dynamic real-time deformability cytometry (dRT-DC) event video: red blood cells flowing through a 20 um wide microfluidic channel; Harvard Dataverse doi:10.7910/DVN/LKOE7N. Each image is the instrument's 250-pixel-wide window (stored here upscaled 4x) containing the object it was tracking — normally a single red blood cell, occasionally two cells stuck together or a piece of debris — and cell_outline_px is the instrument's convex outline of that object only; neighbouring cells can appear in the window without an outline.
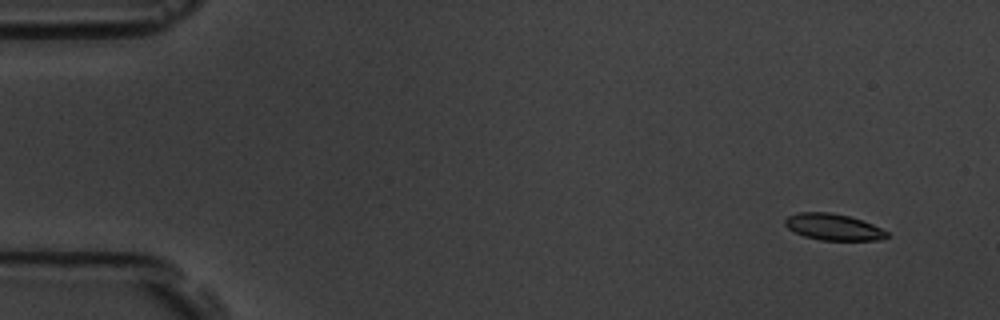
{"species": "common noctule bat (a hibernating species)", "species_latin": "Nyctalus noctula", "temperature_condition": "room temperature", "stored_images_in_passage": 5, "camera_frame_rate_fps": 3000, "um_per_image_px": 0.085, "animal": {"sex": "male", "body_mass_g": 19.5, "forearm_length_mm": 54.6}, "frame": {"image": 1, "passage_image": 2, "time_ms": 1.333, "image_size_px": [1000, 320], "cell_outline_px": [[888, 236], [880, 240], [820, 240], [804, 236], [788, 228], [784, 224], [784, 220], [788, 216], [800, 212], [828, 212], [848, 216], [872, 224], [888, 232]], "centroid_in_image_um": [70.81, 19.3], "position_along_channel_um": 14.2, "area_um2": 15.49}}
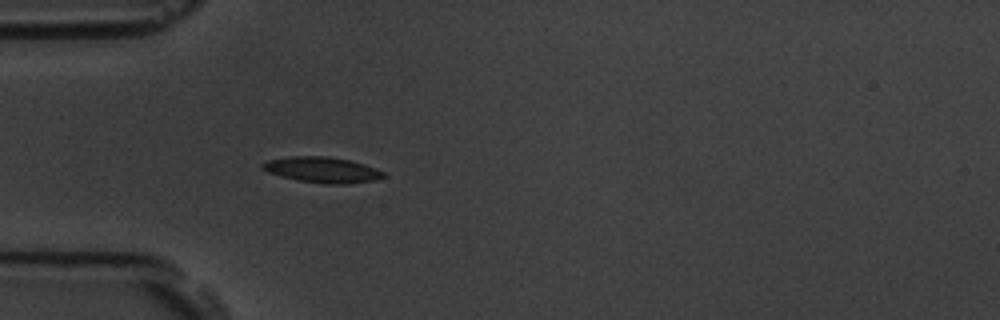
{"frame": {"image": 2, "passage_image": 5, "time_ms": 5.667, "image_size_px": [1000, 320], "cell_outline_px": [[388, 176], [372, 180], [348, 184], [324, 184], [300, 180], [280, 176], [268, 172], [260, 168], [260, 164], [268, 160], [292, 156], [328, 156], [348, 160], [364, 164], [384, 172]], "centroid_in_image_um": [27.37, 14.43], "position_along_channel_um": 57.6, "area_um2": 18.03}}